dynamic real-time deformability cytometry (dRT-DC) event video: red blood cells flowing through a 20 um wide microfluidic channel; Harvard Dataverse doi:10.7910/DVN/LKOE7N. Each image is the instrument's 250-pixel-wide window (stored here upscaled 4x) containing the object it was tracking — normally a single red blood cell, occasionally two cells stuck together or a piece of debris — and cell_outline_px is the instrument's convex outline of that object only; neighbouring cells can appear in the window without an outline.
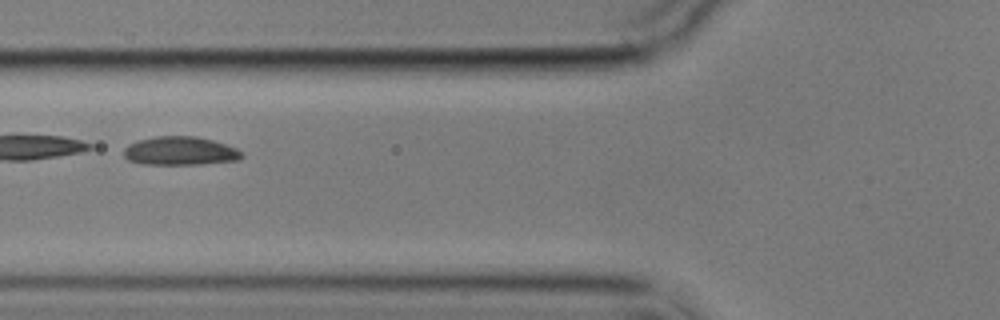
{"species": "common noctule bat (a hibernating species)", "species_latin": "Nyctalus noctula", "temperature_condition": "cold", "stored_images_in_passage": 6, "camera_frame_rate_fps": 3000, "um_per_image_px": 0.085, "animal": {"sex": "male", "body_mass_g": 17.9}, "frame": {"image": 1, "passage_image": 5, "time_ms": 7.0, "image_size_px": [1000, 320], "cell_outline_px": [[244, 156], [240, 160], [200, 164], [144, 164], [128, 160], [124, 156], [124, 148], [128, 144], [140, 140], [156, 136], [196, 136], [212, 140], [236, 148]], "centroid_in_image_um": [15.31, 12.83], "position_along_channel_um": 110.5, "area_um2": 19.54}}
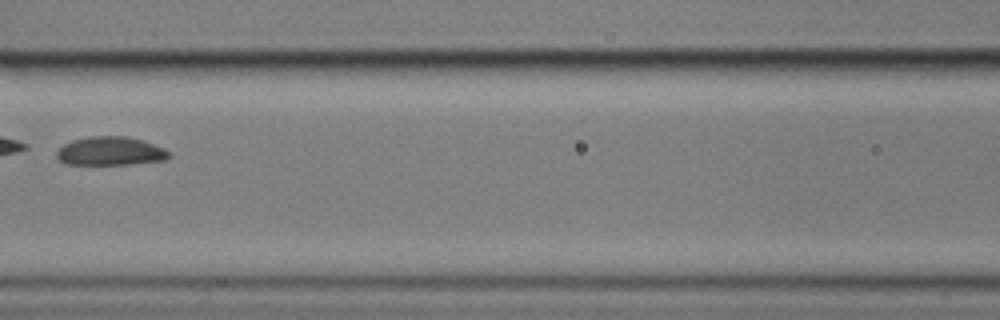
{"frame": {"image": 2, "passage_image": 6, "time_ms": 8.333, "image_size_px": [1000, 320], "cell_outline_px": [[172, 156], [168, 160], [128, 164], [68, 164], [60, 160], [56, 156], [56, 152], [64, 144], [72, 140], [88, 136], [124, 136], [140, 140], [164, 148]], "centroid_in_image_um": [9.39, 12.85], "position_along_channel_um": 157.2, "area_um2": 18.61}}